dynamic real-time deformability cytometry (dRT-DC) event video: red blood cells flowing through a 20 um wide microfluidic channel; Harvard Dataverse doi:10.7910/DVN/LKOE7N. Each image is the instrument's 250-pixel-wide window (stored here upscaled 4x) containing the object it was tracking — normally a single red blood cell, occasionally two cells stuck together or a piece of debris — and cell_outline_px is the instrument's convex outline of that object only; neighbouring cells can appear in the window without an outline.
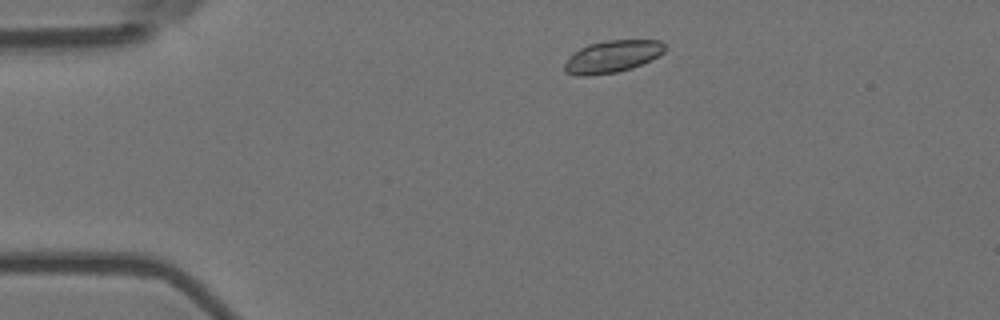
{"species": "Egyptian fruit bat (a non-hibernating species)", "species_latin": "Rousettus aegyptiacus", "temperature_condition": "room temperature", "stored_images_in_passage": 13, "camera_frame_rate_fps": 3000, "um_per_image_px": 0.085, "animal": {"sex": "female"}, "frame": {"image": 1, "passage_image": 1, "time_ms": 0.0, "image_size_px": [1000, 320], "cell_outline_px": [[668, 48], [664, 52], [652, 60], [632, 68], [616, 72], [588, 76], [580, 76], [564, 72], [564, 64], [580, 48], [588, 44], [604, 40], [660, 40]], "centroid_in_image_um": [52.09, 4.8], "position_along_channel_um": 32.9, "area_um2": 18.84}}
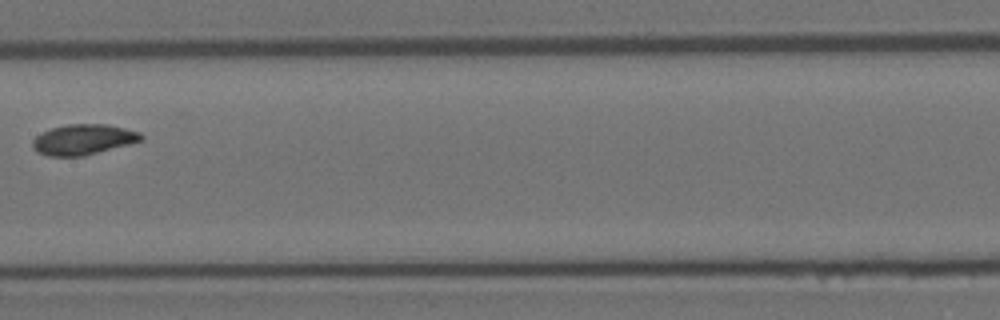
{"frame": {"image": 2, "passage_image": 6, "time_ms": 1.667, "image_size_px": [1000, 320], "cell_outline_px": [[144, 140], [84, 156], [48, 156], [36, 152], [32, 148], [32, 140], [36, 136], [52, 128], [68, 124], [104, 124], [124, 128], [140, 132], [144, 136]], "centroid_in_image_um": [7.08, 11.87], "position_along_channel_um": 200.3, "area_um2": 19.25}}
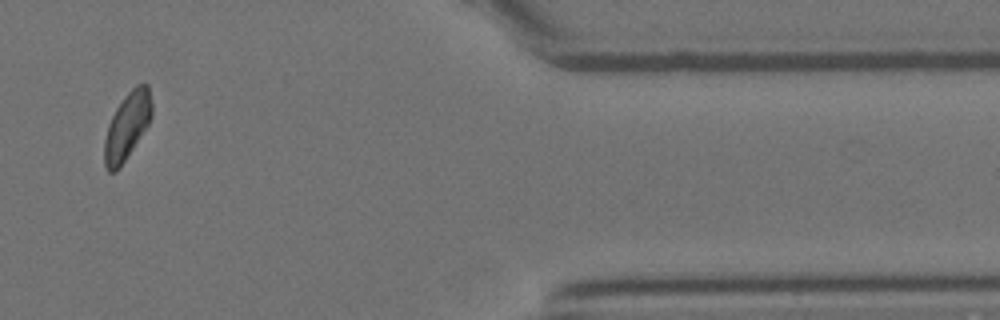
{"frame": {"image": 3, "passage_image": 11, "time_ms": 3.333, "image_size_px": [1000, 320], "cell_outline_px": [[152, 116], [148, 124], [120, 168], [116, 172], [108, 172], [104, 164], [104, 140], [108, 124], [116, 108], [124, 96], [136, 84], [148, 84], [152, 104]], "centroid_in_image_um": [10.79, 10.72], "position_along_channel_um": 400.6, "area_um2": 18.5}}